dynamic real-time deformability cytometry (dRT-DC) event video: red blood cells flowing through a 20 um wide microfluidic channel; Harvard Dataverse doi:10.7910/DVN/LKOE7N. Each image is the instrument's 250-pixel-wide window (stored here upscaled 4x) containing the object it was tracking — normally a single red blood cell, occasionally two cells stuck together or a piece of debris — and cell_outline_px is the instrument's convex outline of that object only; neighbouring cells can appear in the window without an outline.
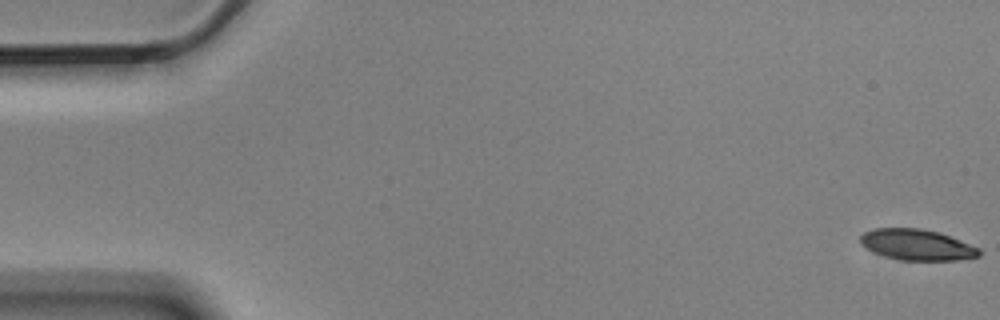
{"species": "Egyptian fruit bat (a non-hibernating species)", "species_latin": "Rousettus aegyptiacus", "temperature_condition": "cold", "stored_images_in_passage": 5, "camera_frame_rate_fps": 3000, "um_per_image_px": 0.085, "animal": {"sex": "male"}, "frame": {"image": 1, "passage_image": 1, "time_ms": 0.0, "image_size_px": [1000, 320], "cell_outline_px": [[980, 256], [956, 260], [900, 260], [884, 256], [860, 244], [860, 236], [864, 232], [872, 228], [920, 228], [936, 232], [960, 240], [980, 248]], "centroid_in_image_um": [77.92, 20.8], "position_along_channel_um": 7.1, "area_um2": 21.21}}
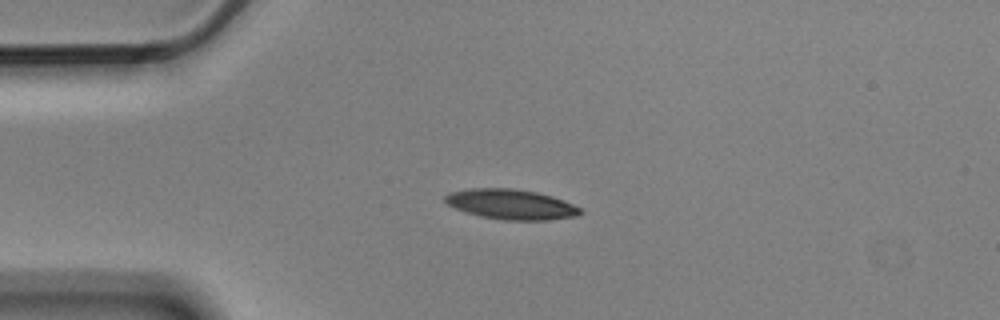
{"frame": {"image": 2, "passage_image": 4, "time_ms": 1.0, "image_size_px": [1000, 320], "cell_outline_px": [[580, 212], [576, 216], [548, 220], [504, 220], [480, 216], [456, 208], [448, 204], [444, 200], [444, 196], [448, 192], [468, 188], [512, 188], [536, 192], [552, 196], [564, 200], [580, 208]], "centroid_in_image_um": [43.41, 17.35], "position_along_channel_um": 41.6, "area_um2": 23.58}}